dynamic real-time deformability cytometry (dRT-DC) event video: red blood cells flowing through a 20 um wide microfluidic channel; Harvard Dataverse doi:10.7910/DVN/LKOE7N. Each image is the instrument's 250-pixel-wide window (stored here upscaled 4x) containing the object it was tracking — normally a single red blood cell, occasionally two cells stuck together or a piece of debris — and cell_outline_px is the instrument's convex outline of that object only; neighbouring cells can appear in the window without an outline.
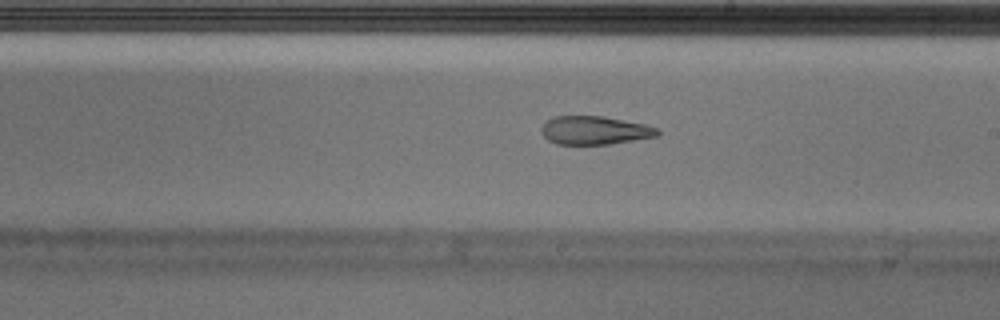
{"species": "Egyptian fruit bat (a non-hibernating species)", "species_latin": "Rousettus aegyptiacus", "temperature_condition": "cold", "stored_images_in_passage": 57, "camera_frame_rate_fps": 3000, "um_per_image_px": 0.085, "animal": {"sex": "male"}, "frame": {"image": 1, "passage_image": 33, "time_ms": 10.667, "image_size_px": [1000, 320], "cell_outline_px": [[660, 132], [656, 136], [608, 144], [556, 144], [548, 140], [540, 132], [540, 128], [544, 120], [552, 116], [604, 116], [644, 124], [660, 128]], "centroid_in_image_um": [50.49, 11.06], "position_along_channel_um": 238.5, "area_um2": 19.36}, "authors_computed_cell_mechanics": {"area_um2": 20.6924, "velocity_mm_per_s": 3.5305, "shape_relaxation_time_tau1_ms": null, "shape_relaxation_time_tau2_ms": 4.6526, "deformation_change_tau1": null, "deformation_change_tau2": 0.148}}